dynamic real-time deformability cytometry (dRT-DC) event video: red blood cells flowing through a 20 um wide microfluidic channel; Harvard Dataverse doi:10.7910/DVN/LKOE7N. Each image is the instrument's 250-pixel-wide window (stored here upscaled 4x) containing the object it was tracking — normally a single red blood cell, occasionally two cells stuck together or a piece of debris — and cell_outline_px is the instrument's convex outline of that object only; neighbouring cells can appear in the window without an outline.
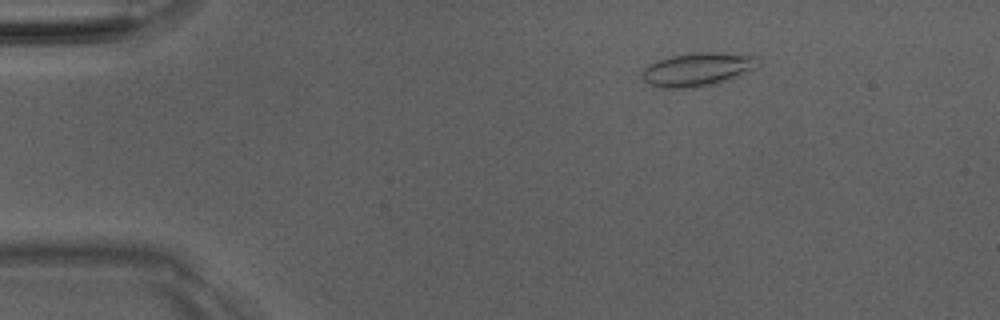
{"species": "Egyptian fruit bat (a non-hibernating species)", "species_latin": "Rousettus aegyptiacus", "temperature_condition": "room temperature", "stored_images_in_passage": 3, "camera_frame_rate_fps": 3000, "um_per_image_px": 0.085, "animal": {"sex": "male"}, "frame": {"image": 1, "passage_image": 2, "time_ms": 0.333, "image_size_px": [1000, 320], "cell_outline_px": [[756, 68], [716, 84], [684, 88], [664, 88], [648, 84], [640, 76], [640, 72], [644, 68], [660, 60], [672, 56], [692, 52], [716, 52], [756, 56]], "centroid_in_image_um": [59.24, 5.9], "position_along_channel_um": 25.8, "area_um2": 22.25}}